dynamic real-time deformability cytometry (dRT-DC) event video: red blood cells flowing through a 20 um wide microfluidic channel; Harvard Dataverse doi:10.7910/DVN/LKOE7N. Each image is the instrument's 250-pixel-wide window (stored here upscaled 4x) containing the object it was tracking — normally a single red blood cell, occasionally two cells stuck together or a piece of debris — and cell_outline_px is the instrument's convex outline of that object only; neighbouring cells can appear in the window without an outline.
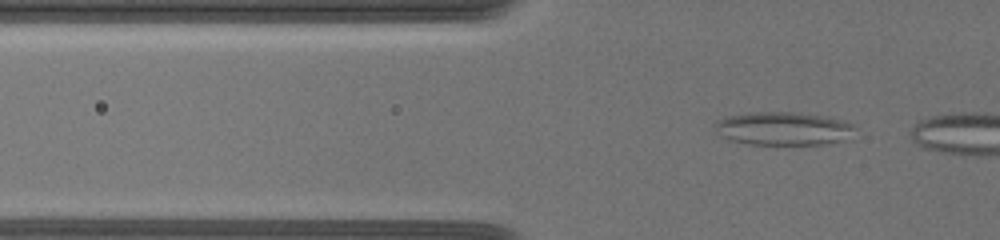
{"species": "common noctule bat (a hibernating species)", "species_latin": "Nyctalus noctula", "temperature_condition": "warm", "stored_images_in_passage": 12, "camera_frame_rate_fps": 3000, "um_per_image_px": 0.085, "animal": {"sex": "female", "body_mass_g": 19.5, "forearm_length_mm": 54.1}, "frame": {"image": 1, "passage_image": 4, "time_ms": 0.667, "image_size_px": [1000, 240], "cell_outline_px": [[856, 124], [840, 140], [820, 144], [748, 144], [728, 140], [720, 136], [712, 124], [716, 120], [728, 116], [756, 112], [792, 112], [820, 116]], "centroid_in_image_um": [66.41, 10.92], "position_along_channel_um": 59.4, "area_um2": 26.47}}